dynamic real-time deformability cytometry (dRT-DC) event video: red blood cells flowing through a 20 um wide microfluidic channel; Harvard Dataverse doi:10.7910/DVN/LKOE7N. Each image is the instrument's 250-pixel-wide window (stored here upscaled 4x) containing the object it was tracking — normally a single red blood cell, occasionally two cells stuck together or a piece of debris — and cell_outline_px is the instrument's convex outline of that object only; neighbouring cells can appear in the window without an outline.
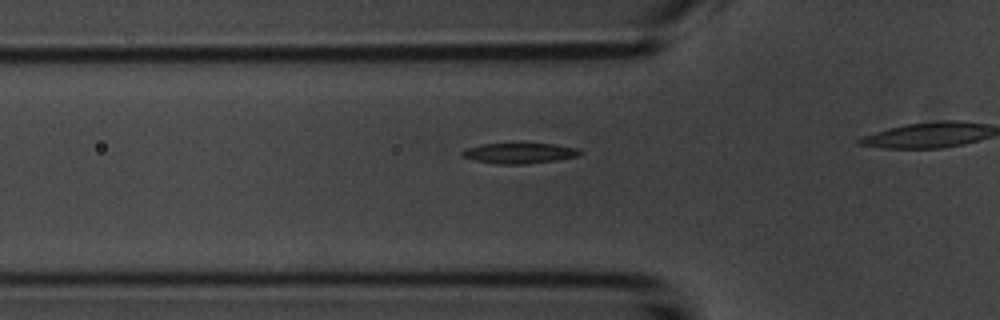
{"species": "common noctule bat (a hibernating species)", "species_latin": "Nyctalus noctula", "temperature_condition": "room temperature", "stored_images_in_passage": 27, "camera_frame_rate_fps": 3000, "um_per_image_px": 0.085, "animal": {"sex": "male", "body_mass_g": 20.1, "forearm_length_mm": 53.5}, "frame": {"image": 1, "passage_image": 2, "time_ms": 0.333, "image_size_px": [1000, 320], "cell_outline_px": [[584, 152], [580, 156], [556, 160], [528, 164], [496, 164], [476, 160], [460, 156], [460, 152], [464, 148], [480, 144], [520, 140], [552, 144], [580, 148]], "centroid_in_image_um": [44.15, 12.96], "position_along_channel_um": 81.7, "area_um2": 15.26}}
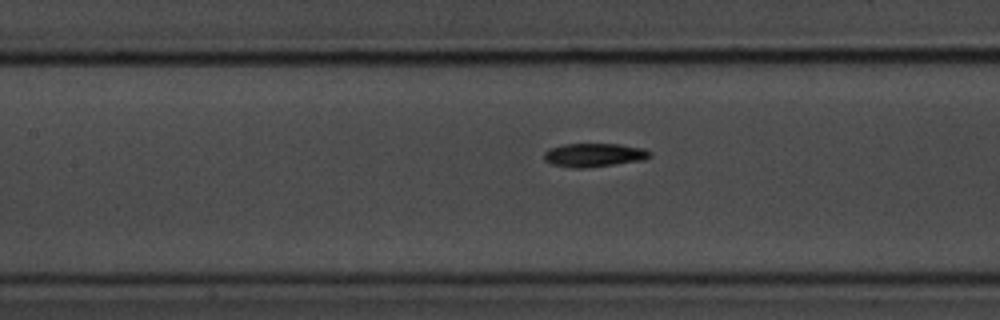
{"frame": {"image": 2, "passage_image": 8, "time_ms": 2.333, "image_size_px": [1000, 320], "cell_outline_px": [[652, 156], [644, 160], [588, 168], [572, 168], [552, 164], [544, 160], [544, 152], [548, 148], [564, 144], [620, 144], [644, 148], [652, 152]], "centroid_in_image_um": [50.51, 13.18], "position_along_channel_um": 156.9, "area_um2": 14.8}}
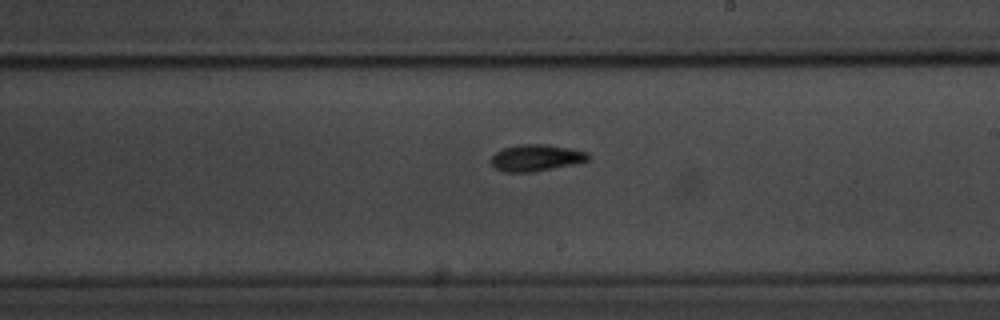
{"frame": {"image": 3, "passage_image": 15, "time_ms": 4.667, "image_size_px": [1000, 320], "cell_outline_px": [[592, 156], [588, 160], [572, 164], [532, 172], [504, 172], [496, 168], [492, 164], [492, 156], [496, 152], [504, 148], [520, 144], [548, 144], [572, 148], [588, 152]], "centroid_in_image_um": [45.6, 13.4], "position_along_channel_um": 243.4, "area_um2": 15.03}}